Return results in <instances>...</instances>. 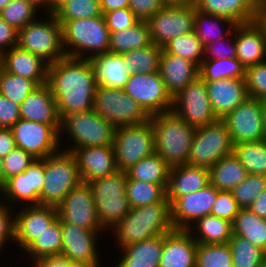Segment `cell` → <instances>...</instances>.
<instances>
[{
    "label": "cell",
    "instance_id": "cell-1",
    "mask_svg": "<svg viewBox=\"0 0 266 267\" xmlns=\"http://www.w3.org/2000/svg\"><path fill=\"white\" fill-rule=\"evenodd\" d=\"M47 84L60 118L94 109L97 84L89 59L64 58L48 64Z\"/></svg>",
    "mask_w": 266,
    "mask_h": 267
},
{
    "label": "cell",
    "instance_id": "cell-2",
    "mask_svg": "<svg viewBox=\"0 0 266 267\" xmlns=\"http://www.w3.org/2000/svg\"><path fill=\"white\" fill-rule=\"evenodd\" d=\"M113 229L120 247L167 234L175 229L171 220V204L157 202L131 208Z\"/></svg>",
    "mask_w": 266,
    "mask_h": 267
},
{
    "label": "cell",
    "instance_id": "cell-3",
    "mask_svg": "<svg viewBox=\"0 0 266 267\" xmlns=\"http://www.w3.org/2000/svg\"><path fill=\"white\" fill-rule=\"evenodd\" d=\"M155 153L170 167L188 163L196 127L187 124L172 110L150 116Z\"/></svg>",
    "mask_w": 266,
    "mask_h": 267
},
{
    "label": "cell",
    "instance_id": "cell-4",
    "mask_svg": "<svg viewBox=\"0 0 266 267\" xmlns=\"http://www.w3.org/2000/svg\"><path fill=\"white\" fill-rule=\"evenodd\" d=\"M58 22L61 24L62 47L65 56L90 59L109 52L110 32L103 15Z\"/></svg>",
    "mask_w": 266,
    "mask_h": 267
},
{
    "label": "cell",
    "instance_id": "cell-5",
    "mask_svg": "<svg viewBox=\"0 0 266 267\" xmlns=\"http://www.w3.org/2000/svg\"><path fill=\"white\" fill-rule=\"evenodd\" d=\"M127 172L117 170L107 177L87 182L91 188L101 227L112 229L131 209L126 191Z\"/></svg>",
    "mask_w": 266,
    "mask_h": 267
},
{
    "label": "cell",
    "instance_id": "cell-6",
    "mask_svg": "<svg viewBox=\"0 0 266 267\" xmlns=\"http://www.w3.org/2000/svg\"><path fill=\"white\" fill-rule=\"evenodd\" d=\"M42 160L45 162V178L40 205L57 207L82 182L77 161L73 153L66 149H59Z\"/></svg>",
    "mask_w": 266,
    "mask_h": 267
},
{
    "label": "cell",
    "instance_id": "cell-7",
    "mask_svg": "<svg viewBox=\"0 0 266 267\" xmlns=\"http://www.w3.org/2000/svg\"><path fill=\"white\" fill-rule=\"evenodd\" d=\"M116 127L94 109L75 112L61 118L60 132L68 134L74 144L66 151L90 146H113ZM75 145V146H74Z\"/></svg>",
    "mask_w": 266,
    "mask_h": 267
},
{
    "label": "cell",
    "instance_id": "cell-8",
    "mask_svg": "<svg viewBox=\"0 0 266 267\" xmlns=\"http://www.w3.org/2000/svg\"><path fill=\"white\" fill-rule=\"evenodd\" d=\"M48 16L46 21L36 19L20 29L17 46L51 64L64 58L65 53L62 47L61 24L52 12Z\"/></svg>",
    "mask_w": 266,
    "mask_h": 267
},
{
    "label": "cell",
    "instance_id": "cell-9",
    "mask_svg": "<svg viewBox=\"0 0 266 267\" xmlns=\"http://www.w3.org/2000/svg\"><path fill=\"white\" fill-rule=\"evenodd\" d=\"M113 148L117 169L122 171L153 155L155 141L150 118L144 123L116 127Z\"/></svg>",
    "mask_w": 266,
    "mask_h": 267
},
{
    "label": "cell",
    "instance_id": "cell-10",
    "mask_svg": "<svg viewBox=\"0 0 266 267\" xmlns=\"http://www.w3.org/2000/svg\"><path fill=\"white\" fill-rule=\"evenodd\" d=\"M234 143L226 124L214 123L196 127L188 163L210 169L219 159L233 154Z\"/></svg>",
    "mask_w": 266,
    "mask_h": 267
},
{
    "label": "cell",
    "instance_id": "cell-11",
    "mask_svg": "<svg viewBox=\"0 0 266 267\" xmlns=\"http://www.w3.org/2000/svg\"><path fill=\"white\" fill-rule=\"evenodd\" d=\"M94 110L115 127L144 123L150 118L123 89L97 86Z\"/></svg>",
    "mask_w": 266,
    "mask_h": 267
},
{
    "label": "cell",
    "instance_id": "cell-12",
    "mask_svg": "<svg viewBox=\"0 0 266 267\" xmlns=\"http://www.w3.org/2000/svg\"><path fill=\"white\" fill-rule=\"evenodd\" d=\"M195 4L167 3L146 22L153 43L164 47L173 38L193 32Z\"/></svg>",
    "mask_w": 266,
    "mask_h": 267
},
{
    "label": "cell",
    "instance_id": "cell-13",
    "mask_svg": "<svg viewBox=\"0 0 266 267\" xmlns=\"http://www.w3.org/2000/svg\"><path fill=\"white\" fill-rule=\"evenodd\" d=\"M61 125H48L19 119L10 129L16 146L31 154L35 159H43L60 149Z\"/></svg>",
    "mask_w": 266,
    "mask_h": 267
},
{
    "label": "cell",
    "instance_id": "cell-14",
    "mask_svg": "<svg viewBox=\"0 0 266 267\" xmlns=\"http://www.w3.org/2000/svg\"><path fill=\"white\" fill-rule=\"evenodd\" d=\"M124 92L131 96L149 115L169 112L173 107V98L167 92L159 72L148 74H130Z\"/></svg>",
    "mask_w": 266,
    "mask_h": 267
},
{
    "label": "cell",
    "instance_id": "cell-15",
    "mask_svg": "<svg viewBox=\"0 0 266 267\" xmlns=\"http://www.w3.org/2000/svg\"><path fill=\"white\" fill-rule=\"evenodd\" d=\"M172 111L194 127L218 120L212 111L205 82L198 77L173 97Z\"/></svg>",
    "mask_w": 266,
    "mask_h": 267
},
{
    "label": "cell",
    "instance_id": "cell-16",
    "mask_svg": "<svg viewBox=\"0 0 266 267\" xmlns=\"http://www.w3.org/2000/svg\"><path fill=\"white\" fill-rule=\"evenodd\" d=\"M61 222L83 229H102L88 183L74 187L56 207Z\"/></svg>",
    "mask_w": 266,
    "mask_h": 267
},
{
    "label": "cell",
    "instance_id": "cell-17",
    "mask_svg": "<svg viewBox=\"0 0 266 267\" xmlns=\"http://www.w3.org/2000/svg\"><path fill=\"white\" fill-rule=\"evenodd\" d=\"M221 120L226 124L234 145L266 139L260 99L248 97Z\"/></svg>",
    "mask_w": 266,
    "mask_h": 267
},
{
    "label": "cell",
    "instance_id": "cell-18",
    "mask_svg": "<svg viewBox=\"0 0 266 267\" xmlns=\"http://www.w3.org/2000/svg\"><path fill=\"white\" fill-rule=\"evenodd\" d=\"M44 178L45 162L42 159H36L24 172L4 182L0 192L5 197V204L8 203L13 207L19 201H26L25 203L29 205H39Z\"/></svg>",
    "mask_w": 266,
    "mask_h": 267
},
{
    "label": "cell",
    "instance_id": "cell-19",
    "mask_svg": "<svg viewBox=\"0 0 266 267\" xmlns=\"http://www.w3.org/2000/svg\"><path fill=\"white\" fill-rule=\"evenodd\" d=\"M218 191L216 187L208 184L203 189L177 198L171 204V220L174 228L192 232V223L210 215Z\"/></svg>",
    "mask_w": 266,
    "mask_h": 267
},
{
    "label": "cell",
    "instance_id": "cell-20",
    "mask_svg": "<svg viewBox=\"0 0 266 267\" xmlns=\"http://www.w3.org/2000/svg\"><path fill=\"white\" fill-rule=\"evenodd\" d=\"M27 205L16 212L14 224V241L22 249H25L58 218L55 206Z\"/></svg>",
    "mask_w": 266,
    "mask_h": 267
},
{
    "label": "cell",
    "instance_id": "cell-21",
    "mask_svg": "<svg viewBox=\"0 0 266 267\" xmlns=\"http://www.w3.org/2000/svg\"><path fill=\"white\" fill-rule=\"evenodd\" d=\"M72 153L77 161L82 182H92L118 170L113 146L81 147Z\"/></svg>",
    "mask_w": 266,
    "mask_h": 267
},
{
    "label": "cell",
    "instance_id": "cell-22",
    "mask_svg": "<svg viewBox=\"0 0 266 267\" xmlns=\"http://www.w3.org/2000/svg\"><path fill=\"white\" fill-rule=\"evenodd\" d=\"M61 229L62 255H65L71 261L101 264L95 247L96 236L101 229H83L66 222H61Z\"/></svg>",
    "mask_w": 266,
    "mask_h": 267
},
{
    "label": "cell",
    "instance_id": "cell-23",
    "mask_svg": "<svg viewBox=\"0 0 266 267\" xmlns=\"http://www.w3.org/2000/svg\"><path fill=\"white\" fill-rule=\"evenodd\" d=\"M0 67L10 74L31 79L38 86L47 83L48 63L17 45L0 55Z\"/></svg>",
    "mask_w": 266,
    "mask_h": 267
},
{
    "label": "cell",
    "instance_id": "cell-24",
    "mask_svg": "<svg viewBox=\"0 0 266 267\" xmlns=\"http://www.w3.org/2000/svg\"><path fill=\"white\" fill-rule=\"evenodd\" d=\"M205 84L212 111L218 119L224 118L249 97L244 79L225 78Z\"/></svg>",
    "mask_w": 266,
    "mask_h": 267
},
{
    "label": "cell",
    "instance_id": "cell-25",
    "mask_svg": "<svg viewBox=\"0 0 266 267\" xmlns=\"http://www.w3.org/2000/svg\"><path fill=\"white\" fill-rule=\"evenodd\" d=\"M197 244L189 230L164 234L159 267H196Z\"/></svg>",
    "mask_w": 266,
    "mask_h": 267
},
{
    "label": "cell",
    "instance_id": "cell-26",
    "mask_svg": "<svg viewBox=\"0 0 266 267\" xmlns=\"http://www.w3.org/2000/svg\"><path fill=\"white\" fill-rule=\"evenodd\" d=\"M234 35L236 58L245 68L266 61V37L255 21L237 24L234 28Z\"/></svg>",
    "mask_w": 266,
    "mask_h": 267
},
{
    "label": "cell",
    "instance_id": "cell-27",
    "mask_svg": "<svg viewBox=\"0 0 266 267\" xmlns=\"http://www.w3.org/2000/svg\"><path fill=\"white\" fill-rule=\"evenodd\" d=\"M20 119L48 125H61L57 104L47 83L34 89L20 104Z\"/></svg>",
    "mask_w": 266,
    "mask_h": 267
},
{
    "label": "cell",
    "instance_id": "cell-28",
    "mask_svg": "<svg viewBox=\"0 0 266 267\" xmlns=\"http://www.w3.org/2000/svg\"><path fill=\"white\" fill-rule=\"evenodd\" d=\"M159 73L167 92L173 98L190 82L199 77V66L188 59L169 54L163 50Z\"/></svg>",
    "mask_w": 266,
    "mask_h": 267
},
{
    "label": "cell",
    "instance_id": "cell-29",
    "mask_svg": "<svg viewBox=\"0 0 266 267\" xmlns=\"http://www.w3.org/2000/svg\"><path fill=\"white\" fill-rule=\"evenodd\" d=\"M210 184L209 169L189 164L170 168L167 200L172 204L183 195L194 193Z\"/></svg>",
    "mask_w": 266,
    "mask_h": 267
},
{
    "label": "cell",
    "instance_id": "cell-30",
    "mask_svg": "<svg viewBox=\"0 0 266 267\" xmlns=\"http://www.w3.org/2000/svg\"><path fill=\"white\" fill-rule=\"evenodd\" d=\"M194 4L201 12L228 18L236 24L256 19L257 0H196Z\"/></svg>",
    "mask_w": 266,
    "mask_h": 267
},
{
    "label": "cell",
    "instance_id": "cell-31",
    "mask_svg": "<svg viewBox=\"0 0 266 267\" xmlns=\"http://www.w3.org/2000/svg\"><path fill=\"white\" fill-rule=\"evenodd\" d=\"M97 86L124 89L130 74L124 69L123 55L105 52L89 59Z\"/></svg>",
    "mask_w": 266,
    "mask_h": 267
},
{
    "label": "cell",
    "instance_id": "cell-32",
    "mask_svg": "<svg viewBox=\"0 0 266 267\" xmlns=\"http://www.w3.org/2000/svg\"><path fill=\"white\" fill-rule=\"evenodd\" d=\"M164 234L121 247L123 256L116 267H159Z\"/></svg>",
    "mask_w": 266,
    "mask_h": 267
},
{
    "label": "cell",
    "instance_id": "cell-33",
    "mask_svg": "<svg viewBox=\"0 0 266 267\" xmlns=\"http://www.w3.org/2000/svg\"><path fill=\"white\" fill-rule=\"evenodd\" d=\"M247 174L239 159L230 154L219 159L209 169V180L218 190L231 191L246 178Z\"/></svg>",
    "mask_w": 266,
    "mask_h": 267
},
{
    "label": "cell",
    "instance_id": "cell-34",
    "mask_svg": "<svg viewBox=\"0 0 266 267\" xmlns=\"http://www.w3.org/2000/svg\"><path fill=\"white\" fill-rule=\"evenodd\" d=\"M149 26L139 20L134 26L117 32H110L109 52L123 54L151 44Z\"/></svg>",
    "mask_w": 266,
    "mask_h": 267
},
{
    "label": "cell",
    "instance_id": "cell-35",
    "mask_svg": "<svg viewBox=\"0 0 266 267\" xmlns=\"http://www.w3.org/2000/svg\"><path fill=\"white\" fill-rule=\"evenodd\" d=\"M232 226L233 235L246 238L266 252V219L258 217L249 208H240Z\"/></svg>",
    "mask_w": 266,
    "mask_h": 267
},
{
    "label": "cell",
    "instance_id": "cell-36",
    "mask_svg": "<svg viewBox=\"0 0 266 267\" xmlns=\"http://www.w3.org/2000/svg\"><path fill=\"white\" fill-rule=\"evenodd\" d=\"M196 223V224H195ZM193 225L196 227V237L193 235V239L198 244H224L229 243V240L233 236L232 222L226 219L219 218L214 215H206L202 217Z\"/></svg>",
    "mask_w": 266,
    "mask_h": 267
},
{
    "label": "cell",
    "instance_id": "cell-37",
    "mask_svg": "<svg viewBox=\"0 0 266 267\" xmlns=\"http://www.w3.org/2000/svg\"><path fill=\"white\" fill-rule=\"evenodd\" d=\"M163 48L151 43L148 46L123 53L124 69L129 74H148L159 72Z\"/></svg>",
    "mask_w": 266,
    "mask_h": 267
},
{
    "label": "cell",
    "instance_id": "cell-38",
    "mask_svg": "<svg viewBox=\"0 0 266 267\" xmlns=\"http://www.w3.org/2000/svg\"><path fill=\"white\" fill-rule=\"evenodd\" d=\"M170 166L156 153L131 166L127 178L159 185L169 184Z\"/></svg>",
    "mask_w": 266,
    "mask_h": 267
},
{
    "label": "cell",
    "instance_id": "cell-39",
    "mask_svg": "<svg viewBox=\"0 0 266 267\" xmlns=\"http://www.w3.org/2000/svg\"><path fill=\"white\" fill-rule=\"evenodd\" d=\"M220 22L222 23V25L226 23L228 27L226 35L224 34L225 31H222L223 29H221V25H219ZM236 25L237 24L235 22L231 21L228 18L206 14L197 10L195 6L193 32L196 34V36L199 38V40L204 46L212 42H216L218 39L226 38L227 35H232V32L234 31ZM214 30L216 32L217 30H220L221 32L219 31L216 34Z\"/></svg>",
    "mask_w": 266,
    "mask_h": 267
},
{
    "label": "cell",
    "instance_id": "cell-40",
    "mask_svg": "<svg viewBox=\"0 0 266 267\" xmlns=\"http://www.w3.org/2000/svg\"><path fill=\"white\" fill-rule=\"evenodd\" d=\"M168 185L153 184L145 181L127 179L126 191L131 208L141 207L167 200Z\"/></svg>",
    "mask_w": 266,
    "mask_h": 267
},
{
    "label": "cell",
    "instance_id": "cell-41",
    "mask_svg": "<svg viewBox=\"0 0 266 267\" xmlns=\"http://www.w3.org/2000/svg\"><path fill=\"white\" fill-rule=\"evenodd\" d=\"M245 69L238 58L203 59L199 66V77L204 82H212L225 78L244 79Z\"/></svg>",
    "mask_w": 266,
    "mask_h": 267
},
{
    "label": "cell",
    "instance_id": "cell-42",
    "mask_svg": "<svg viewBox=\"0 0 266 267\" xmlns=\"http://www.w3.org/2000/svg\"><path fill=\"white\" fill-rule=\"evenodd\" d=\"M62 229L59 217L38 235L25 249L32 261L44 256L61 254Z\"/></svg>",
    "mask_w": 266,
    "mask_h": 267
},
{
    "label": "cell",
    "instance_id": "cell-43",
    "mask_svg": "<svg viewBox=\"0 0 266 267\" xmlns=\"http://www.w3.org/2000/svg\"><path fill=\"white\" fill-rule=\"evenodd\" d=\"M233 154L248 174L266 176V139L235 144Z\"/></svg>",
    "mask_w": 266,
    "mask_h": 267
},
{
    "label": "cell",
    "instance_id": "cell-44",
    "mask_svg": "<svg viewBox=\"0 0 266 267\" xmlns=\"http://www.w3.org/2000/svg\"><path fill=\"white\" fill-rule=\"evenodd\" d=\"M229 246L232 267H261L266 259V252L244 237L233 235Z\"/></svg>",
    "mask_w": 266,
    "mask_h": 267
},
{
    "label": "cell",
    "instance_id": "cell-45",
    "mask_svg": "<svg viewBox=\"0 0 266 267\" xmlns=\"http://www.w3.org/2000/svg\"><path fill=\"white\" fill-rule=\"evenodd\" d=\"M52 13L58 21H71L103 15L100 0H64Z\"/></svg>",
    "mask_w": 266,
    "mask_h": 267
},
{
    "label": "cell",
    "instance_id": "cell-46",
    "mask_svg": "<svg viewBox=\"0 0 266 267\" xmlns=\"http://www.w3.org/2000/svg\"><path fill=\"white\" fill-rule=\"evenodd\" d=\"M163 50L169 54L188 59L198 66L204 57V45L194 32L173 38L163 47Z\"/></svg>",
    "mask_w": 266,
    "mask_h": 267
},
{
    "label": "cell",
    "instance_id": "cell-47",
    "mask_svg": "<svg viewBox=\"0 0 266 267\" xmlns=\"http://www.w3.org/2000/svg\"><path fill=\"white\" fill-rule=\"evenodd\" d=\"M38 85L31 79L10 74L0 67V94L20 105Z\"/></svg>",
    "mask_w": 266,
    "mask_h": 267
},
{
    "label": "cell",
    "instance_id": "cell-48",
    "mask_svg": "<svg viewBox=\"0 0 266 267\" xmlns=\"http://www.w3.org/2000/svg\"><path fill=\"white\" fill-rule=\"evenodd\" d=\"M196 267H232L229 243L197 244Z\"/></svg>",
    "mask_w": 266,
    "mask_h": 267
},
{
    "label": "cell",
    "instance_id": "cell-49",
    "mask_svg": "<svg viewBox=\"0 0 266 267\" xmlns=\"http://www.w3.org/2000/svg\"><path fill=\"white\" fill-rule=\"evenodd\" d=\"M38 9L29 1L11 0L0 12V17L19 31L26 24L36 20L35 16Z\"/></svg>",
    "mask_w": 266,
    "mask_h": 267
},
{
    "label": "cell",
    "instance_id": "cell-50",
    "mask_svg": "<svg viewBox=\"0 0 266 267\" xmlns=\"http://www.w3.org/2000/svg\"><path fill=\"white\" fill-rule=\"evenodd\" d=\"M265 189V175L247 174L246 178L233 188L231 192L240 208H248Z\"/></svg>",
    "mask_w": 266,
    "mask_h": 267
},
{
    "label": "cell",
    "instance_id": "cell-51",
    "mask_svg": "<svg viewBox=\"0 0 266 267\" xmlns=\"http://www.w3.org/2000/svg\"><path fill=\"white\" fill-rule=\"evenodd\" d=\"M245 85L248 96L262 99L266 97V61L245 69Z\"/></svg>",
    "mask_w": 266,
    "mask_h": 267
},
{
    "label": "cell",
    "instance_id": "cell-52",
    "mask_svg": "<svg viewBox=\"0 0 266 267\" xmlns=\"http://www.w3.org/2000/svg\"><path fill=\"white\" fill-rule=\"evenodd\" d=\"M35 160L31 154L16 147L3 158V184L12 176L24 172Z\"/></svg>",
    "mask_w": 266,
    "mask_h": 267
},
{
    "label": "cell",
    "instance_id": "cell-53",
    "mask_svg": "<svg viewBox=\"0 0 266 267\" xmlns=\"http://www.w3.org/2000/svg\"><path fill=\"white\" fill-rule=\"evenodd\" d=\"M239 210L240 207L233 198L232 192L219 190L210 214L233 222Z\"/></svg>",
    "mask_w": 266,
    "mask_h": 267
},
{
    "label": "cell",
    "instance_id": "cell-54",
    "mask_svg": "<svg viewBox=\"0 0 266 267\" xmlns=\"http://www.w3.org/2000/svg\"><path fill=\"white\" fill-rule=\"evenodd\" d=\"M109 32H117L134 26L139 19L129 8H121L103 14Z\"/></svg>",
    "mask_w": 266,
    "mask_h": 267
},
{
    "label": "cell",
    "instance_id": "cell-55",
    "mask_svg": "<svg viewBox=\"0 0 266 267\" xmlns=\"http://www.w3.org/2000/svg\"><path fill=\"white\" fill-rule=\"evenodd\" d=\"M229 38L226 37V39L225 38L218 39L216 42H212L210 44L205 45L203 59L214 60V59H224V58H236L237 52H236L235 36L233 37V39L231 37ZM224 40L226 41V43L224 42ZM217 42L221 43V45L219 46ZM224 44L227 45V46L225 45L226 46L225 49H224L225 46H223Z\"/></svg>",
    "mask_w": 266,
    "mask_h": 267
},
{
    "label": "cell",
    "instance_id": "cell-56",
    "mask_svg": "<svg viewBox=\"0 0 266 267\" xmlns=\"http://www.w3.org/2000/svg\"><path fill=\"white\" fill-rule=\"evenodd\" d=\"M168 2L166 0H129V9L141 21H147Z\"/></svg>",
    "mask_w": 266,
    "mask_h": 267
},
{
    "label": "cell",
    "instance_id": "cell-57",
    "mask_svg": "<svg viewBox=\"0 0 266 267\" xmlns=\"http://www.w3.org/2000/svg\"><path fill=\"white\" fill-rule=\"evenodd\" d=\"M10 211H12L11 206L0 201V251L5 242H8L10 239L14 241L15 217Z\"/></svg>",
    "mask_w": 266,
    "mask_h": 267
},
{
    "label": "cell",
    "instance_id": "cell-58",
    "mask_svg": "<svg viewBox=\"0 0 266 267\" xmlns=\"http://www.w3.org/2000/svg\"><path fill=\"white\" fill-rule=\"evenodd\" d=\"M20 119V105L0 94V128H11Z\"/></svg>",
    "mask_w": 266,
    "mask_h": 267
},
{
    "label": "cell",
    "instance_id": "cell-59",
    "mask_svg": "<svg viewBox=\"0 0 266 267\" xmlns=\"http://www.w3.org/2000/svg\"><path fill=\"white\" fill-rule=\"evenodd\" d=\"M18 43V30L9 25L0 17V55L16 46Z\"/></svg>",
    "mask_w": 266,
    "mask_h": 267
},
{
    "label": "cell",
    "instance_id": "cell-60",
    "mask_svg": "<svg viewBox=\"0 0 266 267\" xmlns=\"http://www.w3.org/2000/svg\"><path fill=\"white\" fill-rule=\"evenodd\" d=\"M32 267H70V259L62 254L44 256L33 261Z\"/></svg>",
    "mask_w": 266,
    "mask_h": 267
},
{
    "label": "cell",
    "instance_id": "cell-61",
    "mask_svg": "<svg viewBox=\"0 0 266 267\" xmlns=\"http://www.w3.org/2000/svg\"><path fill=\"white\" fill-rule=\"evenodd\" d=\"M16 147L12 130L10 128H0V157H6Z\"/></svg>",
    "mask_w": 266,
    "mask_h": 267
},
{
    "label": "cell",
    "instance_id": "cell-62",
    "mask_svg": "<svg viewBox=\"0 0 266 267\" xmlns=\"http://www.w3.org/2000/svg\"><path fill=\"white\" fill-rule=\"evenodd\" d=\"M248 208L258 217L266 219V189L256 197Z\"/></svg>",
    "mask_w": 266,
    "mask_h": 267
},
{
    "label": "cell",
    "instance_id": "cell-63",
    "mask_svg": "<svg viewBox=\"0 0 266 267\" xmlns=\"http://www.w3.org/2000/svg\"><path fill=\"white\" fill-rule=\"evenodd\" d=\"M102 13L129 8V0H100Z\"/></svg>",
    "mask_w": 266,
    "mask_h": 267
},
{
    "label": "cell",
    "instance_id": "cell-64",
    "mask_svg": "<svg viewBox=\"0 0 266 267\" xmlns=\"http://www.w3.org/2000/svg\"><path fill=\"white\" fill-rule=\"evenodd\" d=\"M255 22L262 28L266 37V6H257Z\"/></svg>",
    "mask_w": 266,
    "mask_h": 267
},
{
    "label": "cell",
    "instance_id": "cell-65",
    "mask_svg": "<svg viewBox=\"0 0 266 267\" xmlns=\"http://www.w3.org/2000/svg\"><path fill=\"white\" fill-rule=\"evenodd\" d=\"M260 106H261V115L263 121V130L266 138V97L260 99Z\"/></svg>",
    "mask_w": 266,
    "mask_h": 267
},
{
    "label": "cell",
    "instance_id": "cell-66",
    "mask_svg": "<svg viewBox=\"0 0 266 267\" xmlns=\"http://www.w3.org/2000/svg\"><path fill=\"white\" fill-rule=\"evenodd\" d=\"M26 1L31 2L32 4H34L39 9H41L40 8L41 6H42V8L45 7L43 9H45L48 13H50V4H49L48 0H26Z\"/></svg>",
    "mask_w": 266,
    "mask_h": 267
},
{
    "label": "cell",
    "instance_id": "cell-67",
    "mask_svg": "<svg viewBox=\"0 0 266 267\" xmlns=\"http://www.w3.org/2000/svg\"><path fill=\"white\" fill-rule=\"evenodd\" d=\"M100 266H101L100 264H88L84 262L70 260V267H100Z\"/></svg>",
    "mask_w": 266,
    "mask_h": 267
},
{
    "label": "cell",
    "instance_id": "cell-68",
    "mask_svg": "<svg viewBox=\"0 0 266 267\" xmlns=\"http://www.w3.org/2000/svg\"><path fill=\"white\" fill-rule=\"evenodd\" d=\"M64 0H49L50 12H52Z\"/></svg>",
    "mask_w": 266,
    "mask_h": 267
},
{
    "label": "cell",
    "instance_id": "cell-69",
    "mask_svg": "<svg viewBox=\"0 0 266 267\" xmlns=\"http://www.w3.org/2000/svg\"><path fill=\"white\" fill-rule=\"evenodd\" d=\"M3 186V158L0 157V188Z\"/></svg>",
    "mask_w": 266,
    "mask_h": 267
},
{
    "label": "cell",
    "instance_id": "cell-70",
    "mask_svg": "<svg viewBox=\"0 0 266 267\" xmlns=\"http://www.w3.org/2000/svg\"><path fill=\"white\" fill-rule=\"evenodd\" d=\"M168 3H195L196 0H166Z\"/></svg>",
    "mask_w": 266,
    "mask_h": 267
},
{
    "label": "cell",
    "instance_id": "cell-71",
    "mask_svg": "<svg viewBox=\"0 0 266 267\" xmlns=\"http://www.w3.org/2000/svg\"><path fill=\"white\" fill-rule=\"evenodd\" d=\"M10 1L11 0H0V12L4 7H6L10 3Z\"/></svg>",
    "mask_w": 266,
    "mask_h": 267
},
{
    "label": "cell",
    "instance_id": "cell-72",
    "mask_svg": "<svg viewBox=\"0 0 266 267\" xmlns=\"http://www.w3.org/2000/svg\"><path fill=\"white\" fill-rule=\"evenodd\" d=\"M257 6H266V0H257Z\"/></svg>",
    "mask_w": 266,
    "mask_h": 267
},
{
    "label": "cell",
    "instance_id": "cell-73",
    "mask_svg": "<svg viewBox=\"0 0 266 267\" xmlns=\"http://www.w3.org/2000/svg\"><path fill=\"white\" fill-rule=\"evenodd\" d=\"M261 267H266V259L265 261L263 262V265Z\"/></svg>",
    "mask_w": 266,
    "mask_h": 267
}]
</instances>
